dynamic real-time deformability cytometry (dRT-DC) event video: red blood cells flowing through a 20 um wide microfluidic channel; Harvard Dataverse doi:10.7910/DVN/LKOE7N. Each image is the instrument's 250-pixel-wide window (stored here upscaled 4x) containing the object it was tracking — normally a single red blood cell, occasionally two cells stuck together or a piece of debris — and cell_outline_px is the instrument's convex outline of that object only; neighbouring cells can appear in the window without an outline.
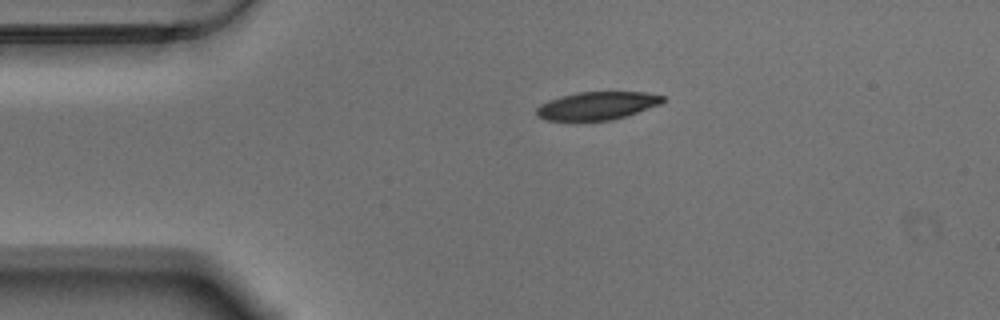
{"species": "Egyptian fruit bat (a non-hibernating species)", "species_latin": "Rousettus aegyptiacus", "temperature_condition": "warm", "stored_images_in_passage": 46, "camera_frame_rate_fps": 3000, "um_per_image_px": 0.085, "animal": {"sex": "male"}, "frame": {"image": 1, "passage_image": 1, "time_ms": 0.0, "image_size_px": [1000, 320], "cell_outline_px": [[664, 100], [660, 104], [612, 120], [544, 120], [536, 116], [536, 108], [540, 104], [560, 96], [580, 92], [644, 92], [664, 96]], "centroid_in_image_um": [50.71, 8.98], "position_along_channel_um": 34.3, "area_um2": 20.35}}
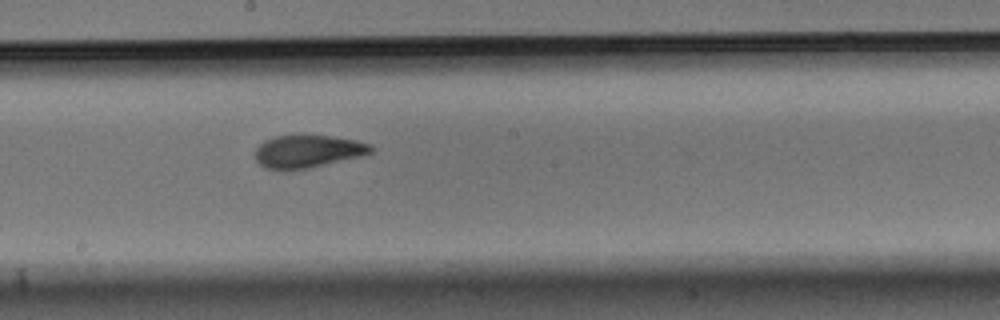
{"frame": {"image": 2, "passage_image": 20, "time_ms": 6.333, "image_size_px": [1000, 320], "cell_outline_px": [[372, 152], [360, 156], [308, 168], [264, 168], [256, 160], [256, 148], [264, 140], [272, 136], [332, 136], [356, 140], [372, 144]], "centroid_in_image_um": [26.17, 12.84], "position_along_channel_um": 222.0, "area_um2": 21.5}}
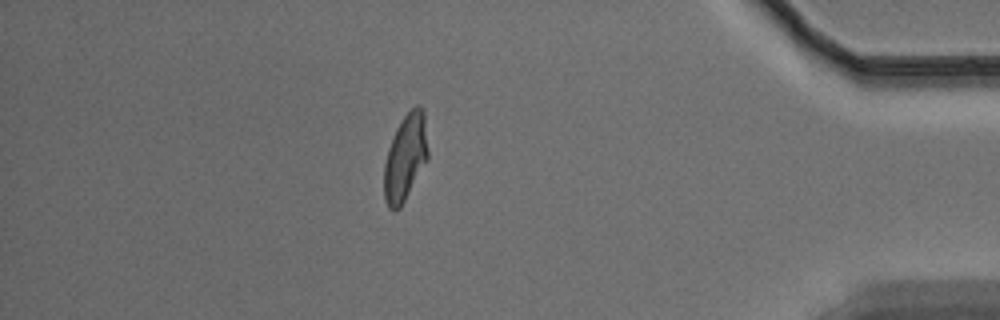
{"frame": {"image": 3, "passage_image": 39, "time_ms": 12.667, "image_size_px": [1000, 320], "cell_outline_px": [[428, 160], [400, 208], [396, 212], [388, 208], [384, 200], [384, 164], [388, 148], [396, 128], [404, 116], [416, 104], [420, 104], [424, 108], [428, 152]], "centroid_in_image_um": [34.46, 13.39], "position_along_channel_um": 400.7, "area_um2": 22.43}, "authors_computed_cell_mechanics": {"area_um2": 22.3397, "velocity_mm_per_s": 3.498, "shape_relaxation_time_tau1_ms": 4.6543, "shape_relaxation_time_tau2_ms": 1.7549, "deformation_change_tau1": 0.173, "deformation_change_tau2": 0.0737}}